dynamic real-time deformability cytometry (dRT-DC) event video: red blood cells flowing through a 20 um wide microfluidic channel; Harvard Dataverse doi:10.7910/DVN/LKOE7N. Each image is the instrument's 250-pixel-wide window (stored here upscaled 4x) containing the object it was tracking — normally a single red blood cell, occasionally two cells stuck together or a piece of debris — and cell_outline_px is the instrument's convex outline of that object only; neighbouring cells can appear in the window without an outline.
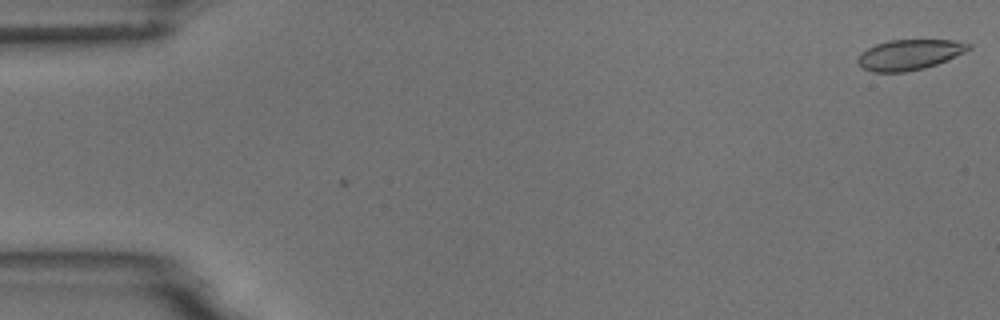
{"species": "common noctule bat (a hibernating species)", "species_latin": "Nyctalus noctula", "temperature_condition": "room temperature", "stored_images_in_passage": 2, "camera_frame_rate_fps": 3000, "um_per_image_px": 0.085, "animal": {"sex": "male", "body_mass_g": 18.8}, "frame": {"image": 1, "passage_image": 2, "time_ms": 1.333, "image_size_px": [1000, 320], "cell_outline_px": [[972, 48], [964, 52], [936, 64], [924, 68], [904, 72], [872, 72], [864, 68], [856, 60], [860, 52], [876, 44], [888, 40], [952, 40], [972, 44]], "centroid_in_image_um": [77.28, 4.64], "position_along_channel_um": 7.7, "area_um2": 19.48}}